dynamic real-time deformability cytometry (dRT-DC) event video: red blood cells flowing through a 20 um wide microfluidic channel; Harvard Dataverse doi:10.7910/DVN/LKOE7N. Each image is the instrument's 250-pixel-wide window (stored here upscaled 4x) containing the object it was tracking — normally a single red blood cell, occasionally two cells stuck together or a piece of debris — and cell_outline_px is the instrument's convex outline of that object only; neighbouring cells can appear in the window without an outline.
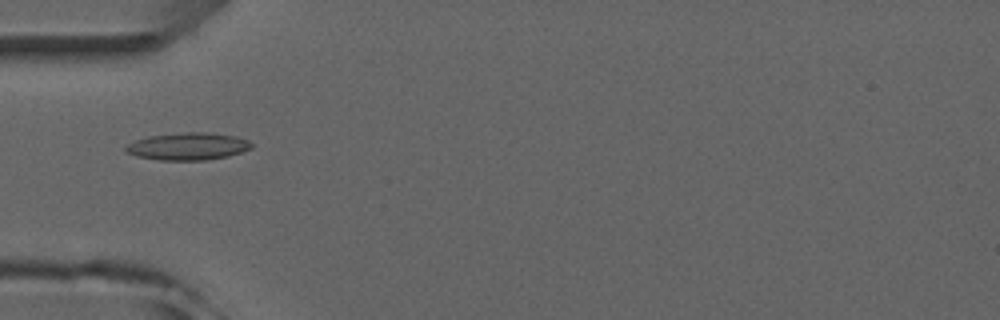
{"species": "common noctule bat (a hibernating species)", "species_latin": "Nyctalus noctula", "temperature_condition": "room temperature", "stored_images_in_passage": 7, "camera_frame_rate_fps": 3000, "um_per_image_px": 0.085, "animal": {"sex": "male", "forearm_length_mm": 52.5}, "frame": {"image": 1, "passage_image": 5, "time_ms": 4.667, "image_size_px": [1000, 320], "cell_outline_px": [[252, 148], [228, 156], [204, 160], [160, 160], [136, 156], [128, 152], [124, 148], [128, 144], [136, 140], [148, 136], [184, 132], [208, 132], [236, 136], [248, 140], [252, 144]], "centroid_in_image_um": [15.99, 12.43], "position_along_channel_um": 69.0, "area_um2": 19.94}}
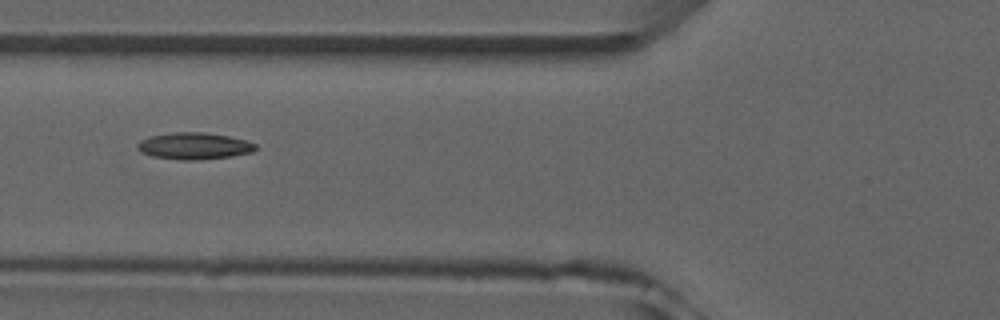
{"frame": {"image": 2, "passage_image": 6, "time_ms": 5.667, "image_size_px": [1000, 320], "cell_outline_px": [[256, 148], [252, 152], [232, 156], [200, 160], [180, 160], [152, 156], [140, 152], [136, 148], [136, 144], [140, 140], [148, 136], [176, 132], [204, 132], [228, 136], [244, 140], [256, 144]], "centroid_in_image_um": [16.45, 12.41], "position_along_channel_um": 109.3, "area_um2": 18.5}}
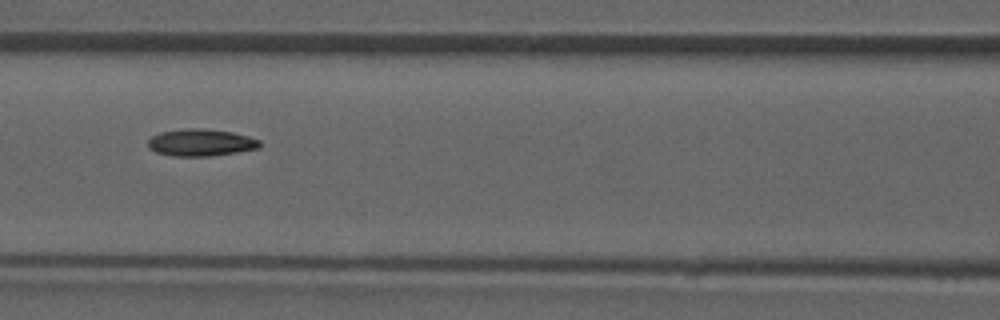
{"frame": {"image": 3, "passage_image": 7, "time_ms": 6.667, "image_size_px": [1000, 320], "cell_outline_px": [[260, 148], [236, 152], [208, 156], [172, 156], [156, 152], [148, 148], [148, 140], [152, 136], [160, 132], [188, 128], [200, 128], [232, 132], [248, 136], [260, 140]], "centroid_in_image_um": [17.05, 12.12], "position_along_channel_um": 149.5, "area_um2": 17.57}}